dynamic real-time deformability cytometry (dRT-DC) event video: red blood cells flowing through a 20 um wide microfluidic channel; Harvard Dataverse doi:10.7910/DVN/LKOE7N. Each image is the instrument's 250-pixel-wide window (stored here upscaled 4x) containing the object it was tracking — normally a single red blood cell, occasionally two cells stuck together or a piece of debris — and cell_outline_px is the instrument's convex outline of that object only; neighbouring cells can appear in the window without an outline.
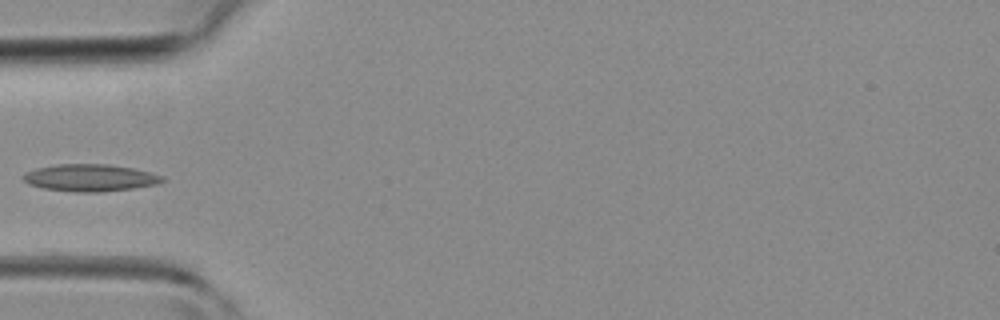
{"species": "common noctule bat (a hibernating species)", "species_latin": "Nyctalus noctula", "temperature_condition": "room temperature", "stored_images_in_passage": 31, "camera_frame_rate_fps": 3000, "um_per_image_px": 0.085, "animal": {"sex": "female", "body_mass_g": 19.3, "forearm_length_mm": 54.1}, "frame": {"image": 1, "passage_image": 1, "time_ms": 0.0, "image_size_px": [1000, 320], "cell_outline_px": [[164, 180], [156, 184], [132, 188], [100, 192], [76, 192], [44, 188], [28, 184], [24, 180], [24, 176], [28, 172], [36, 168], [56, 164], [108, 164], [132, 168], [164, 176]], "centroid_in_image_um": [7.66, 15.11], "position_along_channel_um": 77.3, "area_um2": 21.68}}
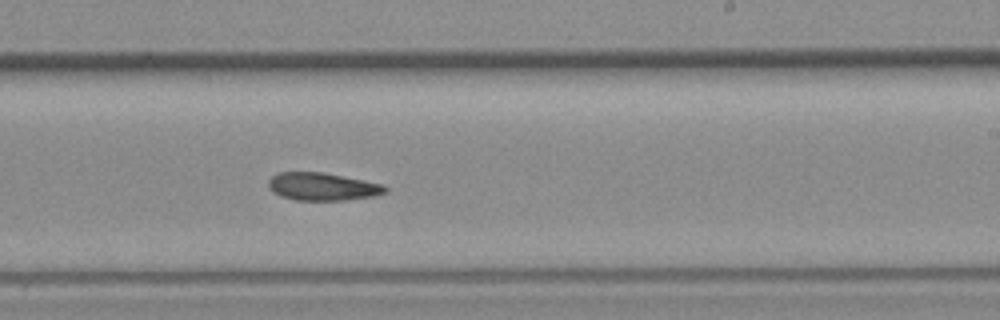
{"frame": {"image": 2, "passage_image": 13, "time_ms": 4.0, "image_size_px": [1000, 320], "cell_outline_px": [[388, 192], [372, 196], [344, 200], [296, 200], [280, 196], [272, 192], [268, 184], [268, 180], [276, 172], [324, 172], [384, 184], [388, 188]], "centroid_in_image_um": [27.4, 15.85], "position_along_channel_um": 261.6, "area_um2": 19.02}}
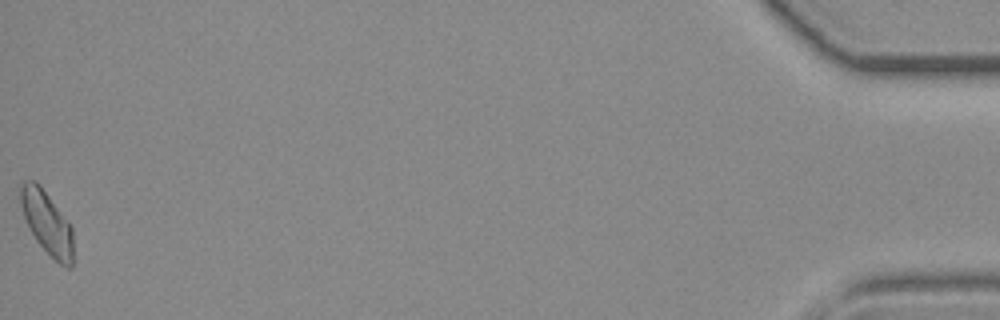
{"frame": {"image": 3, "passage_image": 31, "time_ms": 10.0, "image_size_px": [1000, 320], "cell_outline_px": [[72, 268], [68, 268], [60, 264], [36, 240], [24, 216], [20, 204], [20, 184], [24, 180], [36, 180], [72, 228]], "centroid_in_image_um": [3.97, 18.91], "position_along_channel_um": 431.2, "area_um2": 18.73}}